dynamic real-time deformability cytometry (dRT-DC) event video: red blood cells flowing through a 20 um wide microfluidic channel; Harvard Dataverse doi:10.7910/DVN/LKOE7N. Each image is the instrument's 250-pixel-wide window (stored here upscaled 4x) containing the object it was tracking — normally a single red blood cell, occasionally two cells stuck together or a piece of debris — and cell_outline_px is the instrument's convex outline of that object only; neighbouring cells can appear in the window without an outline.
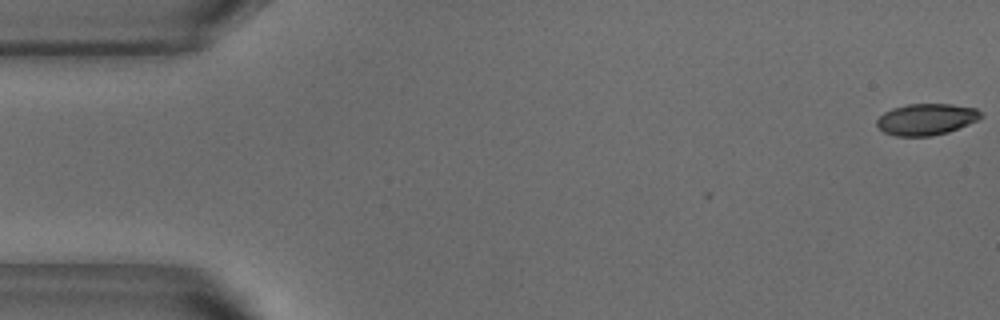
{"species": "common noctule bat (a hibernating species)", "species_latin": "Nyctalus noctula", "temperature_condition": "warm", "stored_images_in_passage": 2, "camera_frame_rate_fps": 3000, "um_per_image_px": 0.085, "animal": {"sex": "male", "body_mass_g": 18.8}, "frame": {"image": 1, "passage_image": 2, "time_ms": 0.333, "image_size_px": [1000, 320], "cell_outline_px": [[984, 116], [968, 124], [948, 132], [932, 136], [896, 136], [884, 132], [876, 124], [876, 120], [884, 112], [892, 108], [908, 104], [952, 104], [976, 108]], "centroid_in_image_um": [78.73, 10.14], "position_along_channel_um": 6.3, "area_um2": 19.02}}